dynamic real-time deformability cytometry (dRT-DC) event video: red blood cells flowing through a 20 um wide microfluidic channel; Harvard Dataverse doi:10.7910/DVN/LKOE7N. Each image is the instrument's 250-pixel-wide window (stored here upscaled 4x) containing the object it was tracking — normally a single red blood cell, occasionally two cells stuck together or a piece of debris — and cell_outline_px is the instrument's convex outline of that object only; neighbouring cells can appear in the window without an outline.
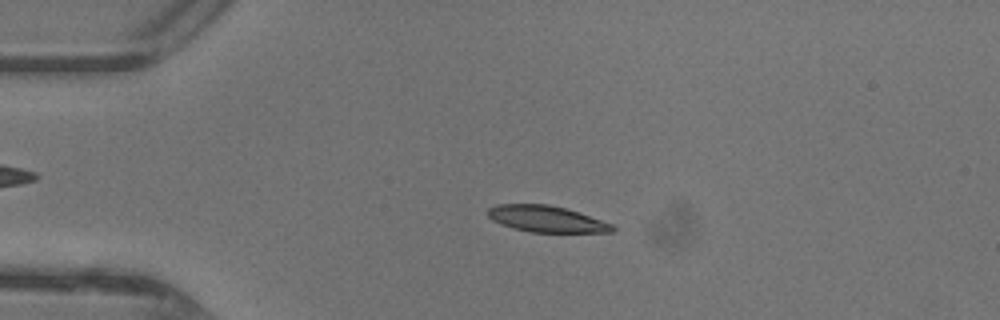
{"species": "common noctule bat (a hibernating species)", "species_latin": "Nyctalus noctula", "temperature_condition": "warm", "stored_images_in_passage": 47, "camera_frame_rate_fps": 3000, "um_per_image_px": 0.085, "animal": {"sex": "female"}, "frame": {"image": 1, "passage_image": 10, "time_ms": 3.0, "image_size_px": [1000, 320], "cell_outline_px": [[616, 228], [612, 232], [532, 232], [516, 228], [492, 220], [488, 216], [488, 208], [496, 204], [548, 204], [564, 208], [612, 224]], "centroid_in_image_um": [46.43, 18.6], "position_along_channel_um": 38.6, "area_um2": 18.67}}
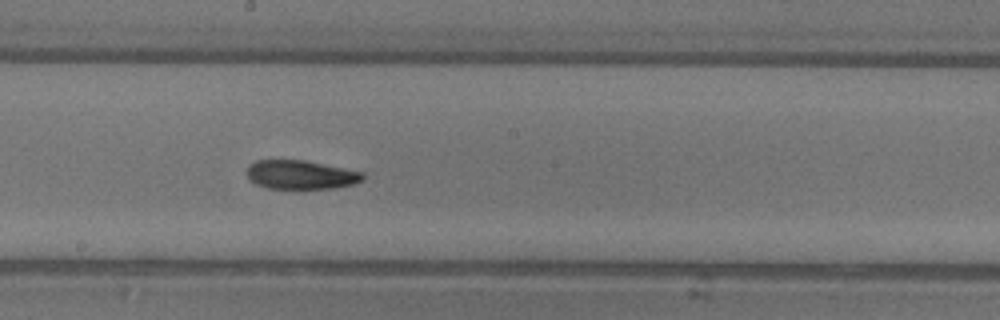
{"frame": {"image": 2, "passage_image": 25, "time_ms": 8.0, "image_size_px": [1000, 320], "cell_outline_px": [[364, 180], [352, 184], [332, 188], [268, 188], [256, 184], [248, 176], [248, 168], [256, 160], [304, 160], [364, 172]], "centroid_in_image_um": [25.6, 14.85], "position_along_channel_um": 222.6, "area_um2": 19.19}}
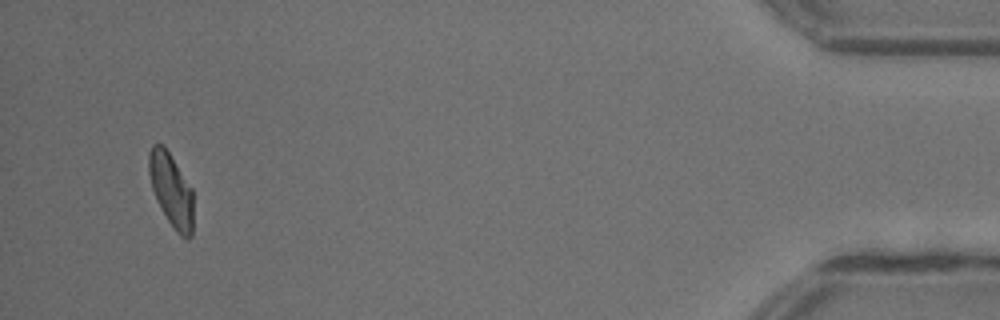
{"frame": {"image": 3, "passage_image": 44, "time_ms": 14.333, "image_size_px": [1000, 320], "cell_outline_px": [[192, 236], [188, 240], [180, 236], [176, 232], [168, 220], [152, 188], [148, 172], [148, 152], [152, 144], [164, 144], [192, 188]], "centroid_in_image_um": [14.55, 16.11], "position_along_channel_um": 420.7, "area_um2": 18.9}}